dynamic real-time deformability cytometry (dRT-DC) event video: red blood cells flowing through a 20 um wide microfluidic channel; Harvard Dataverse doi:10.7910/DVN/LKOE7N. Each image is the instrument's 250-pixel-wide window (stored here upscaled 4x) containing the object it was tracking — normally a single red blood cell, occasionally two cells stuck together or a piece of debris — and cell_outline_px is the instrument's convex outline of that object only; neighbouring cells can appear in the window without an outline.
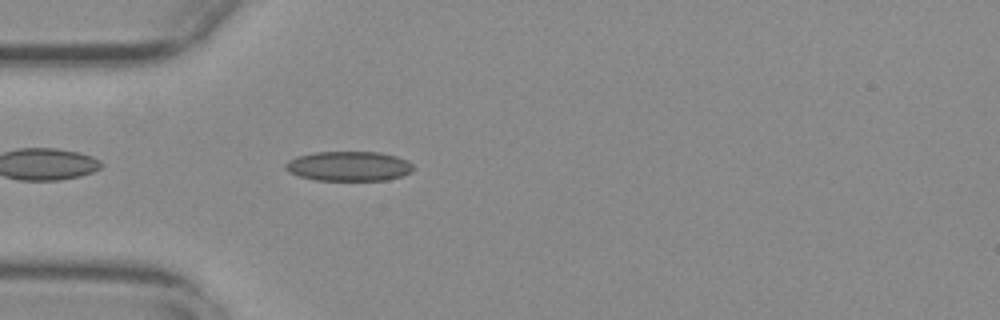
{"species": "common noctule bat (a hibernating species)", "species_latin": "Nyctalus noctula", "temperature_condition": "warm", "stored_images_in_passage": 42, "camera_frame_rate_fps": 3000, "um_per_image_px": 0.085, "animal": {"sex": "female", "body_mass_g": 29.2, "forearm_length_mm": 56.3}, "frame": {"image": 1, "passage_image": 3, "time_ms": 0.667, "image_size_px": [1000, 320], "cell_outline_px": [[416, 168], [412, 172], [388, 180], [316, 180], [300, 176], [288, 172], [284, 168], [284, 164], [288, 160], [296, 156], [316, 152], [380, 152], [396, 156], [408, 160]], "centroid_in_image_um": [29.65, 14.12], "position_along_channel_um": 55.3, "area_um2": 22.31}}
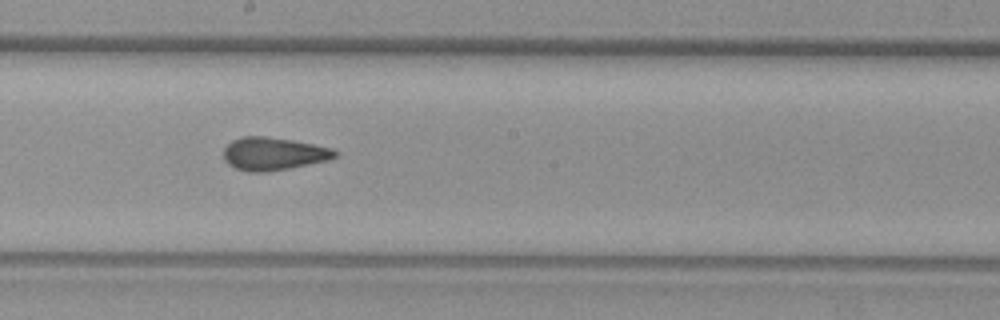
{"frame": {"image": 2, "passage_image": 17, "time_ms": 5.333, "image_size_px": [1000, 320], "cell_outline_px": [[340, 152], [336, 156], [328, 160], [268, 172], [248, 172], [236, 168], [228, 164], [224, 160], [224, 148], [232, 140], [240, 136], [264, 136], [292, 140], [332, 148]], "centroid_in_image_um": [23.23, 13.06], "position_along_channel_um": 225.0, "area_um2": 21.33}}
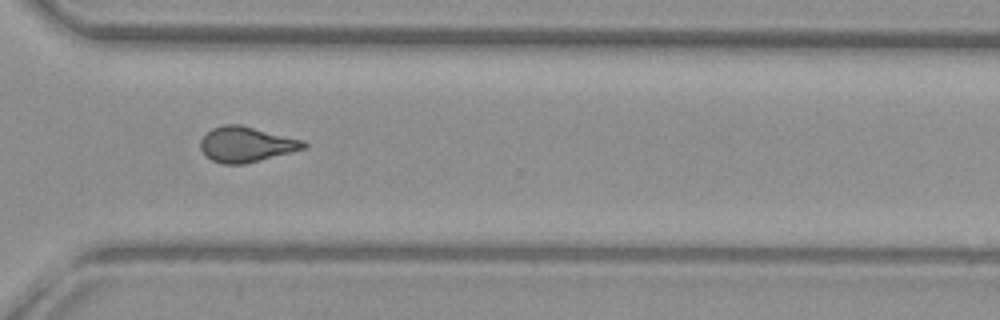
{"frame": {"image": 3, "passage_image": 27, "time_ms": 8.667, "image_size_px": [1000, 320], "cell_outline_px": [[308, 148], [244, 164], [220, 164], [212, 160], [200, 148], [200, 140], [212, 128], [224, 124], [240, 124], [304, 140], [308, 144]], "centroid_in_image_um": [20.96, 12.27], "position_along_channel_um": 349.6, "area_um2": 21.27}, "authors_computed_cell_mechanics": {"area_um2": 21.1548, "velocity_mm_per_s": 3.7427, "shape_relaxation_time_tau1_ms": null, "shape_relaxation_time_tau2_ms": 1.8758, "deformation_change_tau1": null, "deformation_change_tau2": 0.1032}}